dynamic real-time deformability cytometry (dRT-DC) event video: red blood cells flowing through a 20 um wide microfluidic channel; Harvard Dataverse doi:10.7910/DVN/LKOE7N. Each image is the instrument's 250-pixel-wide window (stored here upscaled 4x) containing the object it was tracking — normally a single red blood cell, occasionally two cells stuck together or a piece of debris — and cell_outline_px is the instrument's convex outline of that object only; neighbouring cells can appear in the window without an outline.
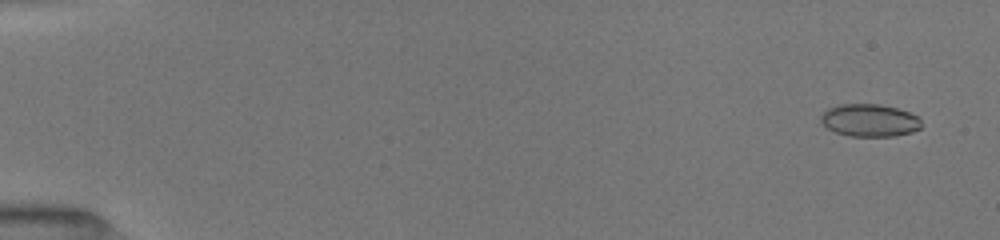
{"species": "common noctule bat (a hibernating species)", "species_latin": "Nyctalus noctula", "temperature_condition": "room temperature", "stored_images_in_passage": 52, "camera_frame_rate_fps": 3000, "um_per_image_px": 0.085, "animal": {"sex": "female", "body_mass_g": 19.5, "forearm_length_mm": 54.1}, "frame": {"image": 1, "passage_image": 3, "time_ms": 0.667, "image_size_px": [1000, 240], "cell_outline_px": [[920, 128], [912, 132], [896, 136], [848, 136], [836, 132], [828, 128], [820, 120], [820, 116], [828, 108], [840, 104], [880, 104], [896, 108], [908, 112], [916, 116], [920, 120]], "centroid_in_image_um": [73.9, 10.23], "position_along_channel_um": 11.1, "area_um2": 18.96}}
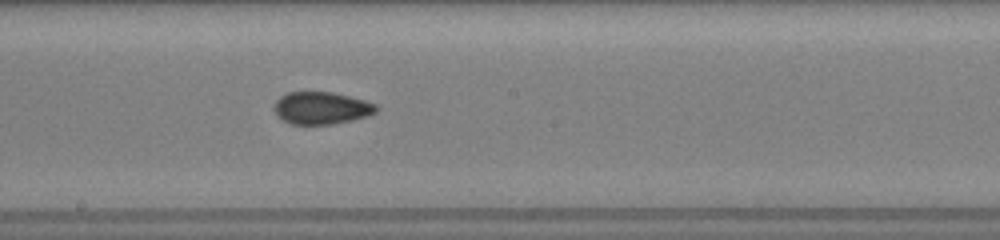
{"frame": {"image": 2, "passage_image": 30, "time_ms": 9.667, "image_size_px": [1000, 240], "cell_outline_px": [[376, 112], [368, 116], [352, 120], [332, 124], [292, 124], [276, 116], [272, 108], [276, 100], [280, 96], [288, 92], [332, 92], [364, 100], [376, 104]], "centroid_in_image_um": [27.28, 9.18], "position_along_channel_um": 220.9, "area_um2": 19.25}}
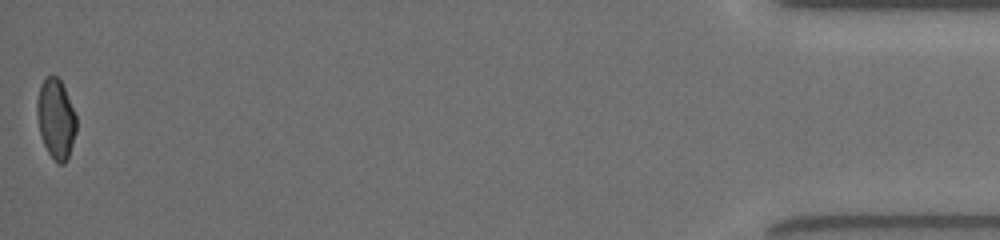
{"frame": {"image": 3, "passage_image": 52, "time_ms": 17.0, "image_size_px": [1000, 240], "cell_outline_px": [[76, 132], [68, 156], [64, 164], [56, 164], [48, 152], [44, 144], [40, 132], [36, 112], [36, 100], [40, 84], [48, 76], [56, 76], [60, 80], [64, 88], [76, 116]], "centroid_in_image_um": [4.73, 10.11], "position_along_channel_um": 430.5, "area_um2": 18.15}, "authors_computed_cell_mechanics": {"area_um2": 19.2763, "velocity_mm_per_s": 4.0316, "shape_relaxation_time_tau1_ms": null, "shape_relaxation_time_tau2_ms": 1.3336, "deformation_change_tau1": null, "deformation_change_tau2": 0.0374}}